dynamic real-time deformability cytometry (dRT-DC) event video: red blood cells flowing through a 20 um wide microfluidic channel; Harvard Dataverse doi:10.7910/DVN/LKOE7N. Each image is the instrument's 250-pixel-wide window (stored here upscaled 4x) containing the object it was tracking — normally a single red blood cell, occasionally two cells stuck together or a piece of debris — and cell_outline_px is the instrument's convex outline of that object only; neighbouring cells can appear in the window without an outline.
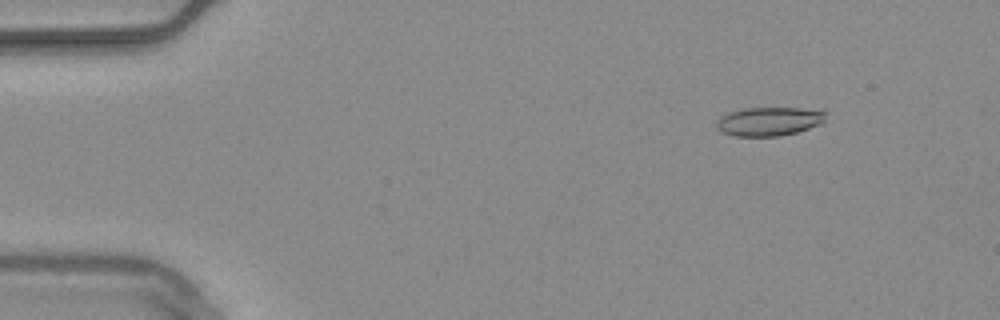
{"species": "common noctule bat (a hibernating species)", "species_latin": "Nyctalus noctula", "temperature_condition": "warm", "stored_images_in_passage": 55, "camera_frame_rate_fps": 3000, "um_per_image_px": 0.085, "animal": {"sex": "male", "body_mass_g": 20.4}, "frame": {"image": 1, "passage_image": 7, "time_ms": 2.0, "image_size_px": [1000, 320], "cell_outline_px": [[828, 112], [824, 120], [820, 124], [796, 132], [780, 136], [736, 136], [720, 132], [716, 128], [716, 120], [720, 116], [728, 112], [748, 108], [824, 108]], "centroid_in_image_um": [65.4, 10.3], "position_along_channel_um": 19.6, "area_um2": 18.67}}
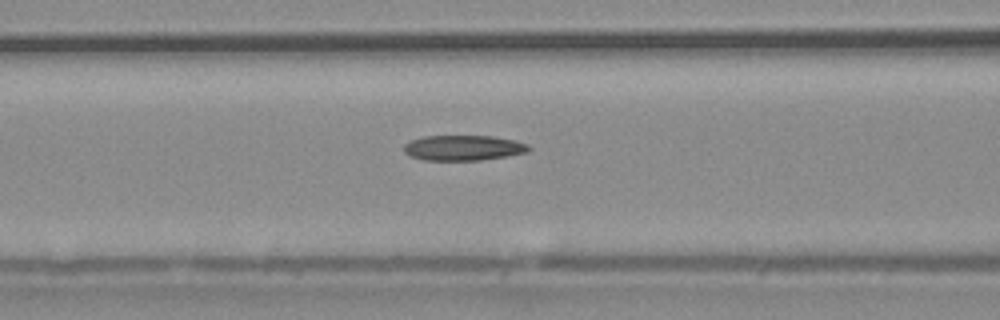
{"frame": {"image": 2, "passage_image": 23, "time_ms": 7.333, "image_size_px": [1000, 320], "cell_outline_px": [[532, 148], [528, 152], [508, 156], [480, 160], [424, 160], [412, 156], [404, 152], [404, 144], [412, 140], [424, 136], [492, 136], [516, 140], [528, 144]], "centroid_in_image_um": [39.43, 12.56], "position_along_channel_um": 127.2, "area_um2": 18.44}}
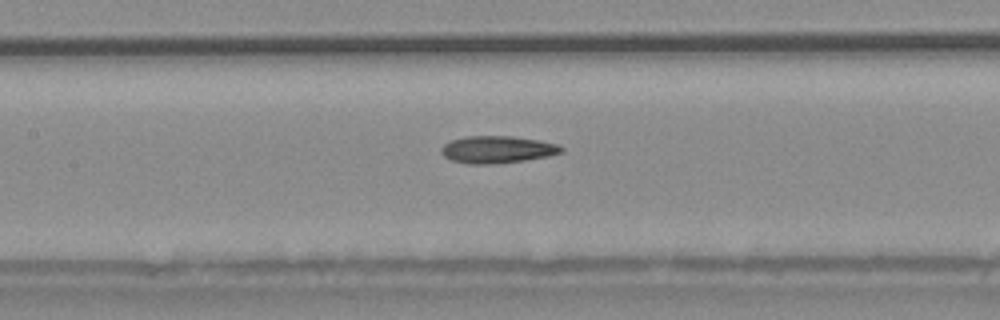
{"frame": {"image": 3, "passage_image": 26, "time_ms": 8.333, "image_size_px": [1000, 320], "cell_outline_px": [[564, 152], [548, 156], [524, 160], [492, 164], [468, 164], [452, 160], [444, 156], [440, 152], [440, 148], [444, 144], [452, 140], [464, 136], [512, 136], [540, 140], [556, 144], [564, 148]], "centroid_in_image_um": [42.26, 12.7], "position_along_channel_um": 165.1, "area_um2": 19.07}}